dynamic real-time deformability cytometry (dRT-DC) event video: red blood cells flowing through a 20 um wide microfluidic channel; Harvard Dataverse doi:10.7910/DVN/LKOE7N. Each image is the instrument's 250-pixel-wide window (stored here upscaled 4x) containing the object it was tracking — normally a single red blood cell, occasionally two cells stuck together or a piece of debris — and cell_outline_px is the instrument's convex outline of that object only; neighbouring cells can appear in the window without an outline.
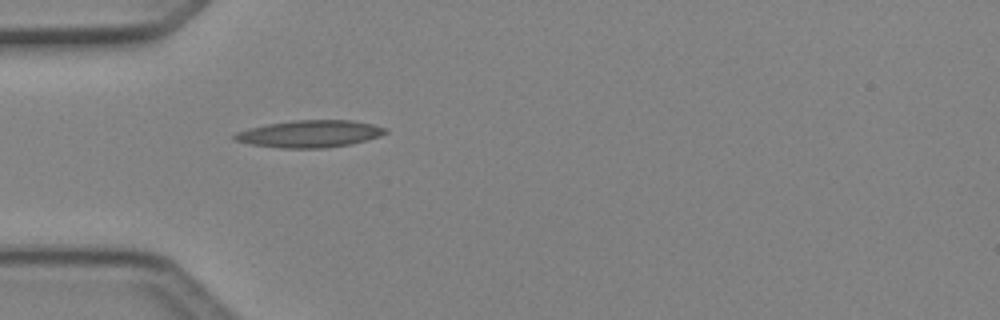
{"species": "Egyptian fruit bat (a non-hibernating species)", "species_latin": "Rousettus aegyptiacus", "temperature_condition": "cold", "stored_images_in_passage": 35, "camera_frame_rate_fps": 3000, "um_per_image_px": 0.085, "animal": {"sex": "female"}, "frame": {"image": 1, "passage_image": 1, "time_ms": 0.0, "image_size_px": [1000, 320], "cell_outline_px": [[388, 132], [380, 136], [348, 144], [324, 148], [280, 148], [252, 144], [236, 140], [232, 136], [236, 132], [248, 128], [268, 124], [292, 120], [352, 120], [372, 124], [388, 128]], "centroid_in_image_um": [26.33, 11.36], "position_along_channel_um": 58.7, "area_um2": 23.7}}
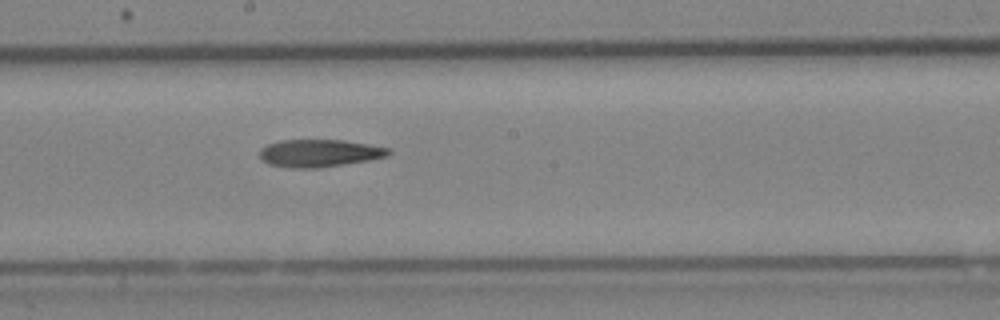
{"frame": {"image": 2, "passage_image": 13, "time_ms": 4.0, "image_size_px": [1000, 320], "cell_outline_px": [[392, 152], [388, 156], [368, 160], [320, 168], [288, 168], [268, 164], [260, 156], [260, 148], [268, 144], [280, 140], [344, 140], [392, 148]], "centroid_in_image_um": [27.17, 13.02], "position_along_channel_um": 221.0, "area_um2": 20.81}}
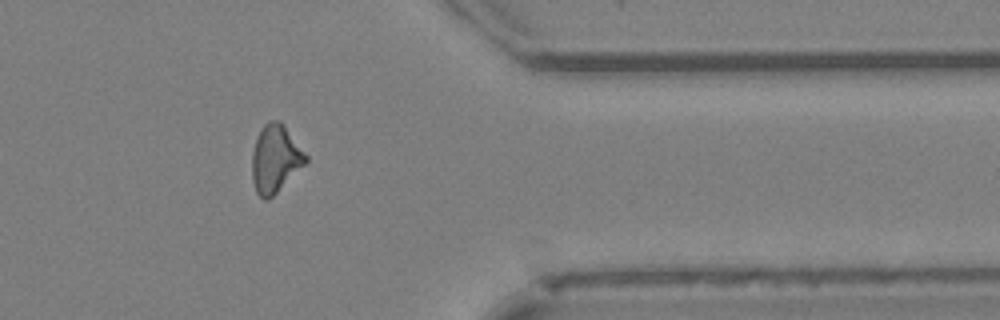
{"frame": {"image": 3, "passage_image": 26, "time_ms": 8.333, "image_size_px": [1000, 320], "cell_outline_px": [[308, 160], [268, 200], [264, 200], [256, 192], [252, 180], [252, 152], [260, 128], [268, 120], [280, 120], [284, 124], [308, 156]], "centroid_in_image_um": [23.38, 13.46], "position_along_channel_um": 388.0, "area_um2": 21.04}, "authors_computed_cell_mechanics": {"area_um2": 20.7502, "velocity_mm_per_s": 4.1866, "shape_relaxation_time_tau1_ms": null, "shape_relaxation_time_tau2_ms": 5.3706, "deformation_change_tau1": null, "deformation_change_tau2": 0.1824}}